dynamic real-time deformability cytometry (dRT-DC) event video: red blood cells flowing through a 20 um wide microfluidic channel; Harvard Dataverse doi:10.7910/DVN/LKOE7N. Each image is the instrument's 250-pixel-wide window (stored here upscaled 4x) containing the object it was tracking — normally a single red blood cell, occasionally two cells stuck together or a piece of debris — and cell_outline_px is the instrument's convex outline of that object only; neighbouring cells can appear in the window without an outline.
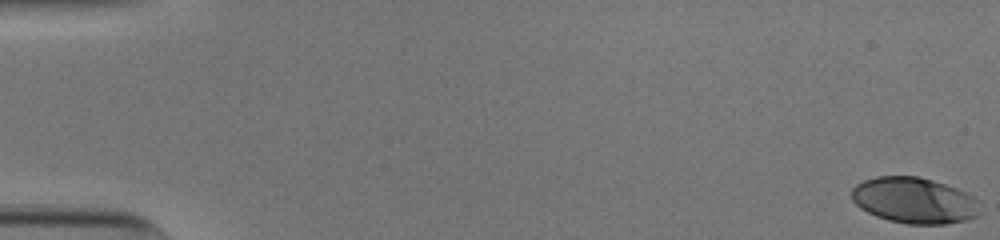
{"species": "human", "species_latin": "Homo sapiens", "temperature_condition": "cold", "stored_images_in_passage": 54, "camera_frame_rate_fps": 3000, "um_per_image_px": 0.085, "donor": {"sex": "male"}, "frame": {"image": 1, "passage_image": 1, "time_ms": 0.0, "image_size_px": [1000, 240], "cell_outline_px": [[984, 212], [980, 216], [964, 220], [944, 224], [908, 224], [888, 220], [876, 216], [860, 208], [852, 200], [852, 188], [856, 184], [864, 180], [876, 176], [920, 176], [956, 188], [972, 196], [976, 200]], "centroid_in_image_um": [77.73, 17.04], "position_along_channel_um": 7.3, "area_um2": 34.56}}
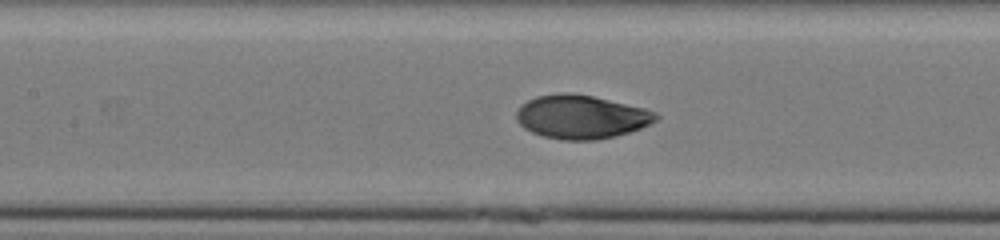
{"frame": {"image": 2, "passage_image": 26, "time_ms": 8.333, "image_size_px": [1000, 240], "cell_outline_px": [[660, 116], [656, 120], [640, 128], [616, 136], [596, 140], [564, 140], [544, 136], [532, 132], [524, 128], [516, 120], [516, 112], [520, 104], [536, 96], [560, 92], [572, 92], [592, 96], [644, 108], [656, 112]], "centroid_in_image_um": [49.37, 9.92], "position_along_channel_um": 158.0, "area_um2": 35.49}}
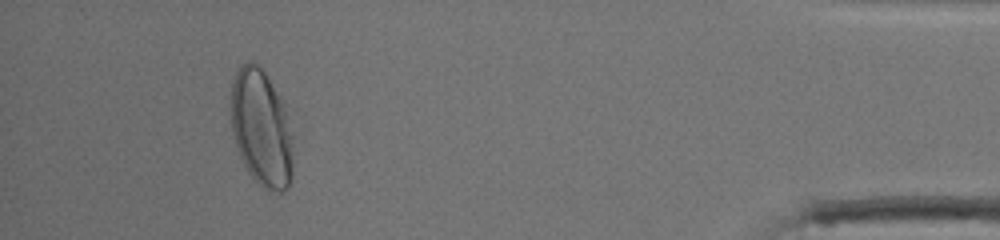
{"frame": {"image": 3, "passage_image": 50, "time_ms": 16.333, "image_size_px": [1000, 240], "cell_outline_px": [[292, 180], [288, 188], [280, 192], [268, 192], [248, 172], [236, 148], [232, 132], [232, 84], [236, 72], [248, 60], [252, 60], [264, 72], [280, 100], [288, 116], [292, 136]], "centroid_in_image_um": [22.23, 10.96], "position_along_channel_um": 413.0, "area_um2": 41.91}, "authors_computed_cell_mechanics": {"area_um2": 35.0846, "velocity_mm_per_s": 3.8806, "shape_relaxation_time_tau1_ms": 3.1029, "shape_relaxation_time_tau2_ms": null, "deformation_change_tau1": 0.1766, "deformation_change_tau2": null}}